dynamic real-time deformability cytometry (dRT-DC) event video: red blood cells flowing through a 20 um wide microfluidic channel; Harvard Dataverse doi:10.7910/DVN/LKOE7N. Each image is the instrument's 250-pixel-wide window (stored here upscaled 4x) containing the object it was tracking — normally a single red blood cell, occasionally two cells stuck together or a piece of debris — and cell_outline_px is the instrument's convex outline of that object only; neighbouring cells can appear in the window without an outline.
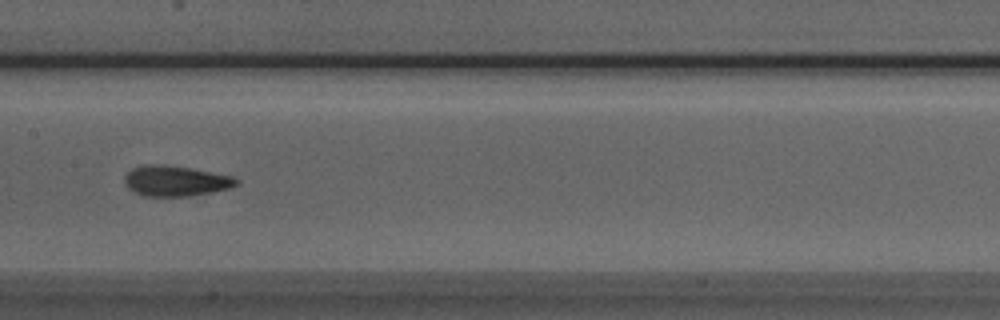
{"species": "Egyptian fruit bat (a non-hibernating species)", "species_latin": "Rousettus aegyptiacus", "temperature_condition": "room temperature", "stored_images_in_passage": 8, "camera_frame_rate_fps": 3000, "um_per_image_px": 0.085, "animal": {"sex": "male"}, "frame": {"image": 1, "passage_image": 7, "time_ms": 2.0, "image_size_px": [1000, 320], "cell_outline_px": [[240, 180], [236, 184], [228, 188], [212, 192], [188, 196], [144, 196], [132, 192], [124, 184], [124, 176], [132, 168], [144, 164], [164, 164], [212, 172], [232, 176]], "centroid_in_image_um": [14.86, 15.38], "position_along_channel_um": 192.5, "area_um2": 19.88}}
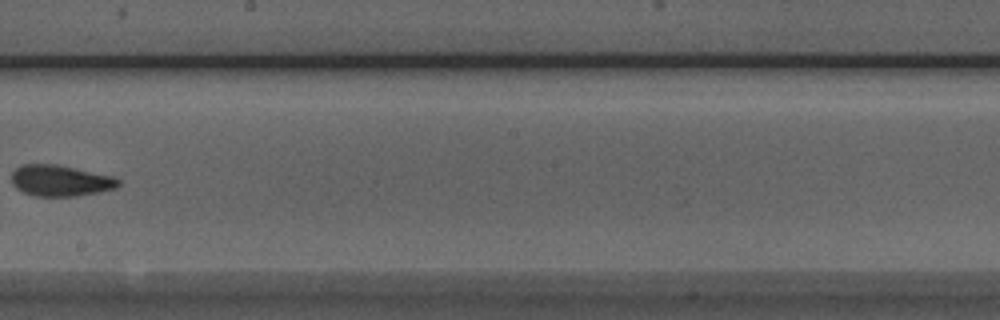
{"frame": {"image": 2, "passage_image": 8, "time_ms": 2.333, "image_size_px": [1000, 320], "cell_outline_px": [[120, 184], [116, 188], [100, 192], [76, 196], [36, 196], [24, 192], [16, 188], [12, 184], [12, 172], [20, 164], [56, 164], [112, 176], [120, 180]], "centroid_in_image_um": [5.12, 15.35], "position_along_channel_um": 243.1, "area_um2": 19.36}}